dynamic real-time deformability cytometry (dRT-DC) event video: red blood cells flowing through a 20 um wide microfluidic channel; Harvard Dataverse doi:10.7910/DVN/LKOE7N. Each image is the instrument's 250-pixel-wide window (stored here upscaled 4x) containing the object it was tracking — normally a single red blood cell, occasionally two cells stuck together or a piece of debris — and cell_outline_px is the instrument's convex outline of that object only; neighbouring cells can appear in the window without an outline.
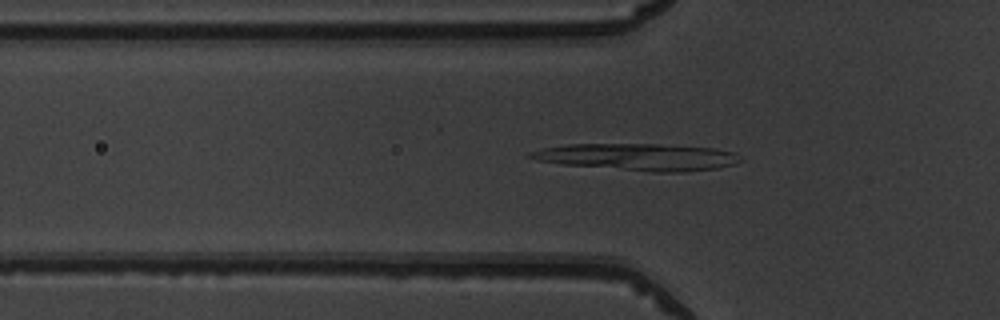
{"species": "common noctule bat (a hibernating species)", "species_latin": "Nyctalus noctula", "temperature_condition": "warm", "stored_images_in_passage": 50, "camera_frame_rate_fps": 3000, "um_per_image_px": 0.085, "animal": {"sex": "male", "body_mass_g": 19.5, "forearm_length_mm": 54.6}, "frame": {"image": 1, "passage_image": 16, "time_ms": 5.0, "image_size_px": [1000, 320], "cell_outline_px": [[744, 160], [736, 164], [720, 168], [680, 172], [652, 172], [564, 164], [536, 160], [528, 156], [528, 152], [540, 148], [568, 144], [656, 144], [716, 148], [732, 152]], "centroid_in_image_um": [54.24, 13.34], "position_along_channel_um": 71.6, "area_um2": 32.95}}
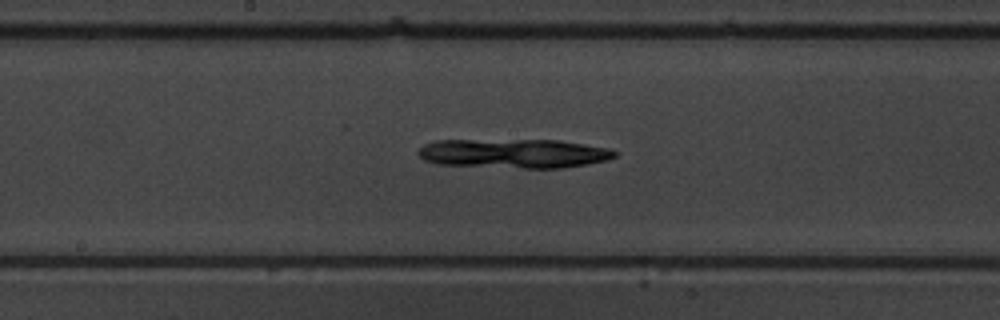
{"frame": {"image": 2, "passage_image": 26, "time_ms": 8.333, "image_size_px": [1000, 320], "cell_outline_px": [[620, 152], [616, 156], [608, 160], [560, 168], [524, 168], [436, 164], [424, 160], [416, 152], [424, 144], [436, 140], [560, 140], [612, 148]], "centroid_in_image_um": [43.71, 13.03], "position_along_channel_um": 204.5, "area_um2": 33.7}}
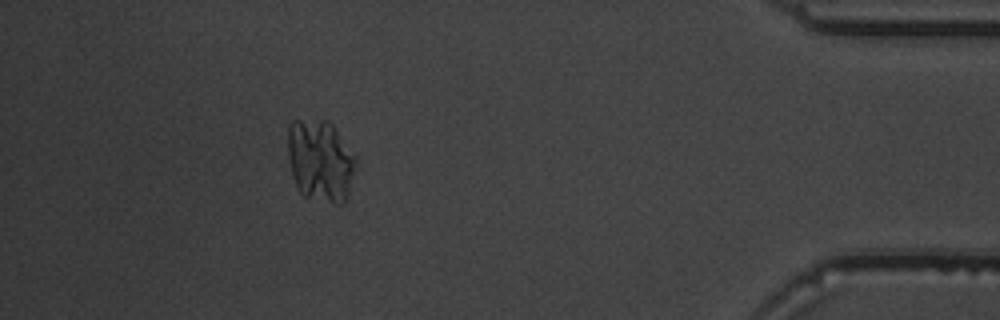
{"frame": {"image": 3, "passage_image": 45, "time_ms": 14.667, "image_size_px": [1000, 320], "cell_outline_px": [[356, 172], [344, 204], [336, 204], [304, 196], [296, 188], [292, 176], [288, 160], [288, 124], [292, 120], [328, 120], [332, 124], [356, 156]], "centroid_in_image_um": [27.23, 13.67], "position_along_channel_um": 408.0, "area_um2": 33.0}}